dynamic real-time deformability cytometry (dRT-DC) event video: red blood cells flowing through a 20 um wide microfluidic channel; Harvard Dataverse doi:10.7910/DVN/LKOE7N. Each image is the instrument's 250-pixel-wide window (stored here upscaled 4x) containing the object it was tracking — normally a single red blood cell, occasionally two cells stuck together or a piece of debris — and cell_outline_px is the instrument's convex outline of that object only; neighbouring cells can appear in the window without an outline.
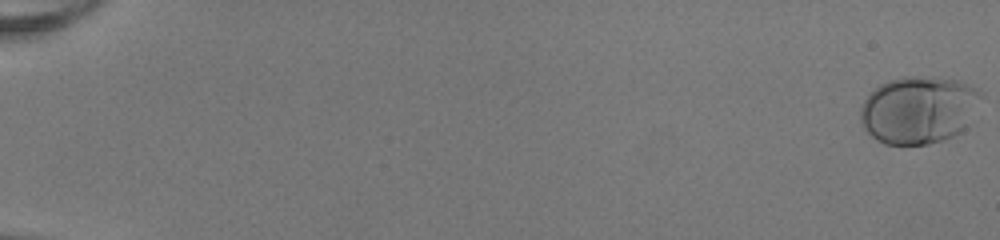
{"species": "human", "species_latin": "Homo sapiens", "temperature_condition": "room temperature", "stored_images_in_passage": 53, "camera_frame_rate_fps": 3000, "um_per_image_px": 0.085, "donor": {"sex": "female"}, "frame": {"image": 1, "passage_image": 1, "time_ms": 0.0, "image_size_px": [1000, 240], "cell_outline_px": [[980, 96], [968, 124], [960, 132], [952, 136], [928, 144], [884, 144], [876, 140], [864, 128], [860, 120], [860, 108], [864, 100], [880, 84], [888, 80], [904, 76], [912, 76], [956, 80], [976, 88], [980, 92]], "centroid_in_image_um": [78.03, 9.34], "position_along_channel_um": 7.0, "area_um2": 46.82}}
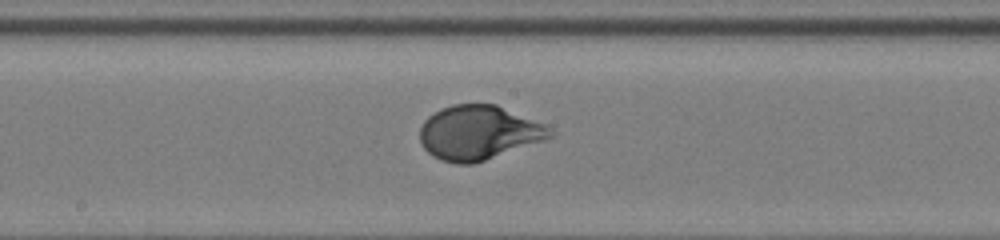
{"frame": {"image": 2, "passage_image": 31, "time_ms": 10.0, "image_size_px": [1000, 240], "cell_outline_px": [[556, 132], [552, 136], [544, 140], [472, 164], [456, 164], [440, 160], [432, 156], [420, 144], [420, 128], [424, 120], [428, 116], [440, 108], [452, 104], [496, 104], [544, 124], [552, 128]], "centroid_in_image_um": [40.66, 11.27], "position_along_channel_um": 207.5, "area_um2": 41.21}}
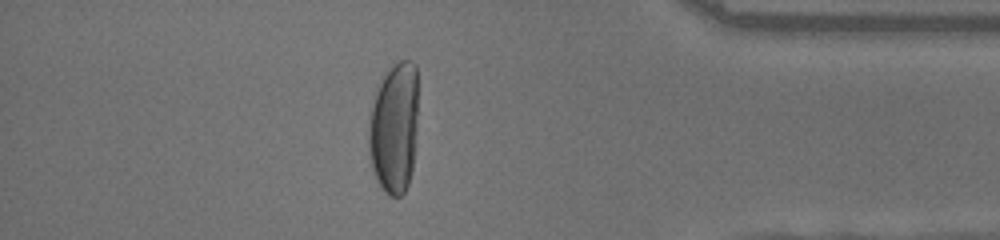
{"frame": {"image": 3, "passage_image": 47, "time_ms": 15.333, "image_size_px": [1000, 240], "cell_outline_px": [[416, 128], [412, 168], [408, 184], [404, 192], [400, 196], [388, 196], [384, 192], [376, 180], [372, 168], [368, 152], [368, 124], [372, 92], [380, 80], [392, 64], [400, 60], [412, 60], [416, 64]], "centroid_in_image_um": [33.45, 10.83], "position_along_channel_um": 401.8, "area_um2": 38.49}, "authors_computed_cell_mechanics": {"area_um2": 41.3848, "velocity_mm_per_s": 4.0742, "shape_relaxation_time_tau1_ms": 3.6914, "shape_relaxation_time_tau2_ms": null, "deformation_change_tau1": 0.1882, "deformation_change_tau2": null}}